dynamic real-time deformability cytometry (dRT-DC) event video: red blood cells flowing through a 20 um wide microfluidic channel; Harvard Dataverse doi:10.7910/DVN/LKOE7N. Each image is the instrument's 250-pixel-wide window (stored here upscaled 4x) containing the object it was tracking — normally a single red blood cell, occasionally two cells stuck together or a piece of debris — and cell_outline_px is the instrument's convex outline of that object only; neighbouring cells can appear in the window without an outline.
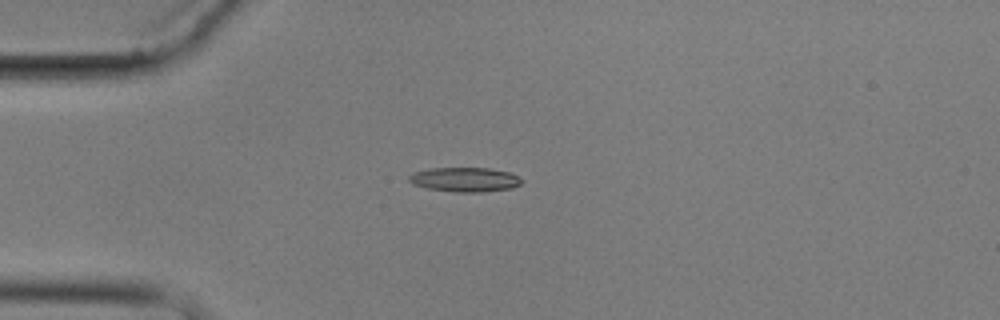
{"species": "common noctule bat (a hibernating species)", "species_latin": "Nyctalus noctula", "temperature_condition": "cold", "stored_images_in_passage": 6, "camera_frame_rate_fps": 3000, "um_per_image_px": 0.085, "animal": {"sex": "male", "body_mass_g": 17.9}, "frame": {"image": 1, "passage_image": 3, "time_ms": 2.333, "image_size_px": [1000, 320], "cell_outline_px": [[524, 180], [520, 184], [512, 188], [480, 192], [456, 192], [428, 188], [412, 184], [408, 180], [408, 176], [412, 172], [428, 168], [488, 168], [508, 172]], "centroid_in_image_um": [39.47, 15.26], "position_along_channel_um": 45.5, "area_um2": 16.01}}
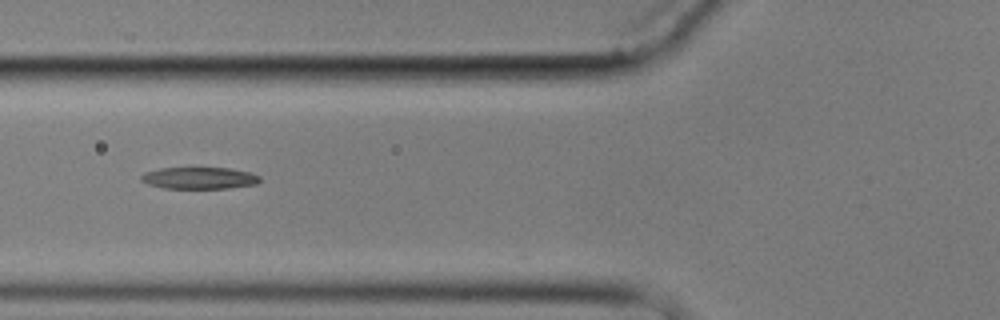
{"frame": {"image": 2, "passage_image": 5, "time_ms": 4.667, "image_size_px": [1000, 320], "cell_outline_px": [[260, 180], [256, 184], [228, 188], [164, 188], [148, 184], [140, 180], [140, 176], [144, 172], [160, 168], [232, 168], [252, 172], [260, 176]], "centroid_in_image_um": [16.95, 15.12], "position_along_channel_um": 108.9, "area_um2": 15.14}}
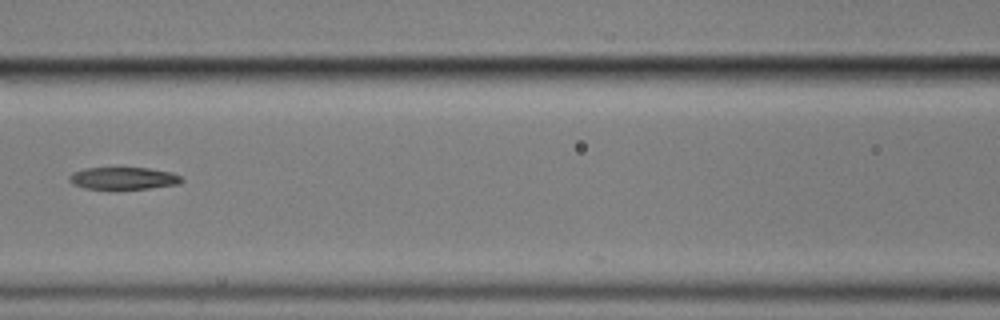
{"frame": {"image": 3, "passage_image": 6, "time_ms": 6.0, "image_size_px": [1000, 320], "cell_outline_px": [[184, 180], [180, 184], [148, 188], [84, 188], [72, 184], [68, 180], [68, 176], [72, 172], [84, 168], [148, 168], [172, 172], [180, 176]], "centroid_in_image_um": [10.48, 15.14], "position_along_channel_um": 156.1, "area_um2": 14.45}}